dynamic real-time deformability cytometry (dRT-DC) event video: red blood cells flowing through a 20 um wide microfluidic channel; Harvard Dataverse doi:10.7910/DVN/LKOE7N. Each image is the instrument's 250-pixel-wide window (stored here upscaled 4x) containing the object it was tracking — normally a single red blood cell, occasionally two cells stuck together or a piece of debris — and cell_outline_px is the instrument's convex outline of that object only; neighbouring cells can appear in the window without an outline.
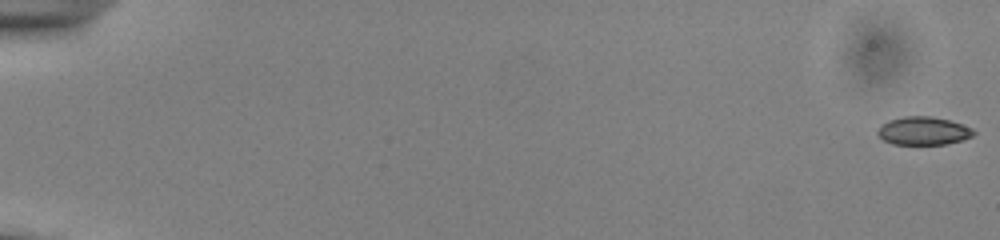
{"species": "common noctule bat (a hibernating species)", "species_latin": "Nyctalus noctula", "temperature_condition": "cold", "stored_images_in_passage": 38, "camera_frame_rate_fps": 3000, "um_per_image_px": 0.085, "animal": {"sex": "male", "body_mass_g": 13.0, "forearm_length_mm": 53.1}, "frame": {"image": 1, "passage_image": 1, "time_ms": 0.0, "image_size_px": [1000, 240], "cell_outline_px": [[976, 132], [972, 136], [964, 140], [948, 144], [892, 144], [884, 140], [876, 132], [888, 120], [904, 116], [928, 116], [948, 120], [972, 128]], "centroid_in_image_um": [78.51, 11.13], "position_along_channel_um": 6.5, "area_um2": 15.61}}
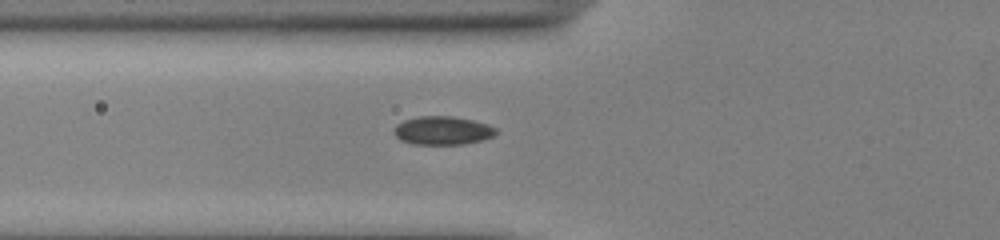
{"frame": {"image": 2, "passage_image": 22, "time_ms": 7.0, "image_size_px": [1000, 240], "cell_outline_px": [[496, 132], [492, 136], [480, 140], [464, 144], [412, 144], [400, 140], [392, 132], [392, 128], [396, 124], [404, 120], [420, 116], [452, 116], [472, 120], [488, 124], [496, 128]], "centroid_in_image_um": [37.56, 11.09], "position_along_channel_um": 88.2, "area_um2": 16.94}}
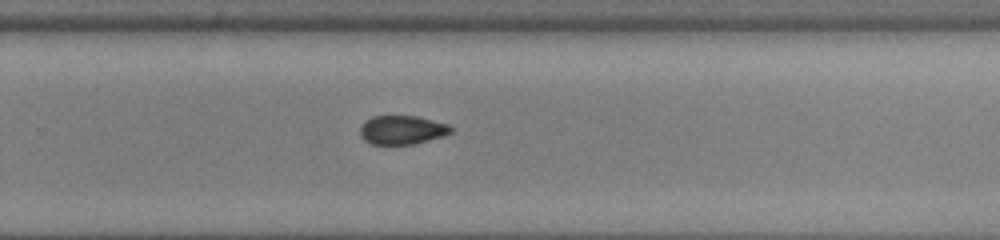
{"frame": {"image": 3, "passage_image": 38, "time_ms": 12.333, "image_size_px": [1000, 240], "cell_outline_px": [[452, 132], [444, 136], [416, 144], [372, 144], [364, 140], [360, 136], [360, 124], [364, 120], [372, 116], [416, 116], [448, 124], [452, 128]], "centroid_in_image_um": [34.15, 11.04], "position_along_channel_um": 295.6, "area_um2": 15.43}}